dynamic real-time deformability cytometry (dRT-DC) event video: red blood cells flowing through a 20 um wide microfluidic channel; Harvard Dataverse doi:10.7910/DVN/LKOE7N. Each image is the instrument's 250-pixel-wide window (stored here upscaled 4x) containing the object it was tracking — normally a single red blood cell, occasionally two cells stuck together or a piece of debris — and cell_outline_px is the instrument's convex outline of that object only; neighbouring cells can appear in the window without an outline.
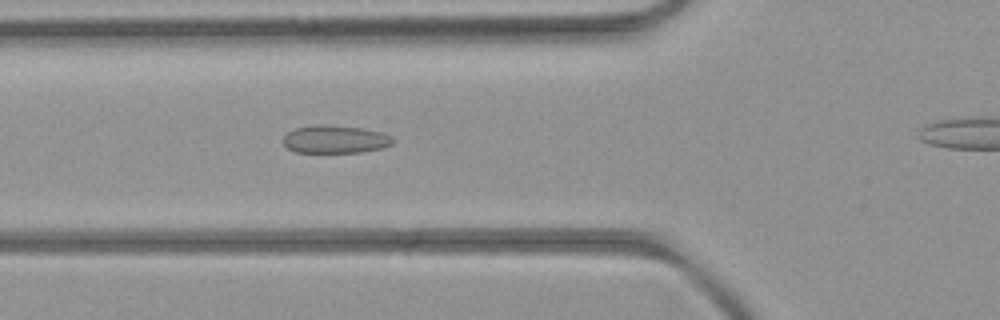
{"species": "common noctule bat (a hibernating species)", "species_latin": "Nyctalus noctula", "temperature_condition": "room temperature", "stored_images_in_passage": 4, "camera_frame_rate_fps": 3000, "um_per_image_px": 0.085, "animal": {"sex": "female", "body_mass_g": 21.9}, "frame": {"image": 1, "passage_image": 3, "time_ms": 2.333, "image_size_px": [1000, 320], "cell_outline_px": [[396, 140], [392, 144], [380, 148], [360, 152], [296, 152], [288, 148], [284, 144], [284, 136], [288, 132], [296, 128], [324, 124], [360, 128], [380, 132], [392, 136]], "centroid_in_image_um": [28.51, 11.84], "position_along_channel_um": 97.3, "area_um2": 17.57}}